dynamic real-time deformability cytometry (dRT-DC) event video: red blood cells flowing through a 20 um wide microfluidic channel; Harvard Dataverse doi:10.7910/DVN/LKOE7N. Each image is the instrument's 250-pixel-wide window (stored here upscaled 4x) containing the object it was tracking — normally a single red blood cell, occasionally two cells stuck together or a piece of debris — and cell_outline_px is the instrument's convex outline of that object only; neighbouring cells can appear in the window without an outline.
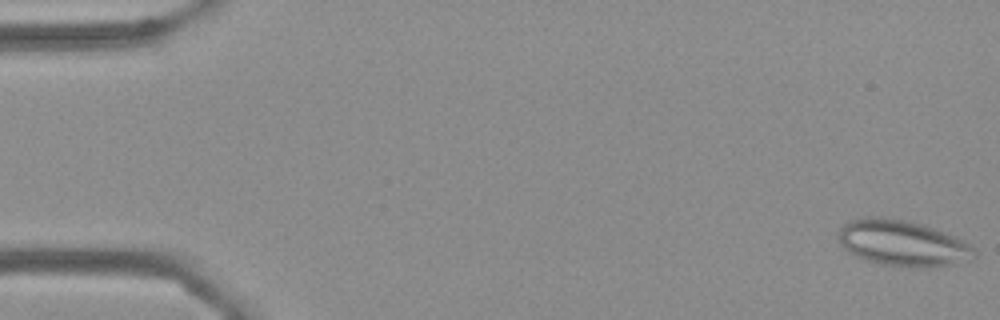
{"species": "Egyptian fruit bat (a non-hibernating species)", "species_latin": "Rousettus aegyptiacus", "temperature_condition": "cold", "stored_images_in_passage": 56, "camera_frame_rate_fps": 3000, "um_per_image_px": 0.085, "frame": {"image": 1, "passage_image": 1, "time_ms": 0.0, "image_size_px": [1000, 320], "cell_outline_px": [[976, 256], [972, 260], [956, 264], [928, 268], [924, 268], [880, 264], [864, 260], [856, 256], [844, 248], [840, 240], [840, 228], [844, 224], [852, 220], [868, 216], [880, 216], [908, 220], [924, 224], [964, 240], [976, 252]], "centroid_in_image_um": [76.76, 20.67], "position_along_channel_um": 8.2, "area_um2": 36.53}}
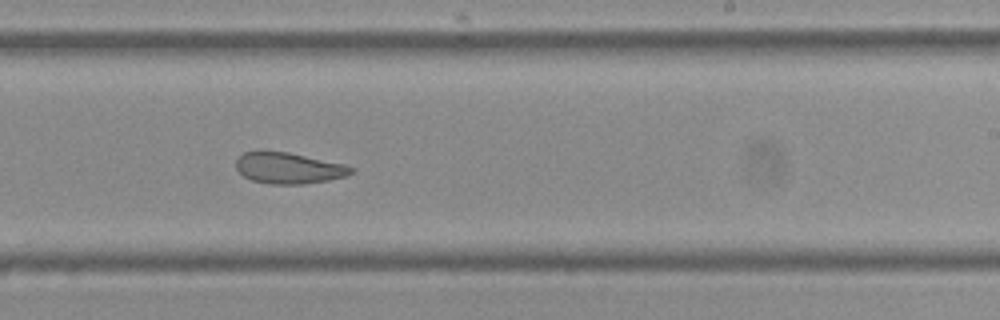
{"frame": {"image": 2, "passage_image": 34, "time_ms": 11.0, "image_size_px": [1000, 320], "cell_outline_px": [[356, 168], [348, 176], [328, 180], [304, 184], [268, 184], [252, 180], [244, 176], [236, 168], [236, 160], [244, 152], [260, 148], [288, 152], [344, 164]], "centroid_in_image_um": [24.51, 14.26], "position_along_channel_um": 264.5, "area_um2": 21.33}}
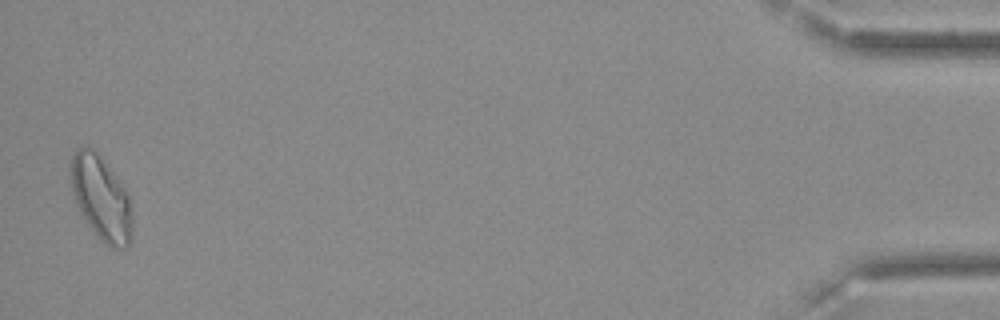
{"frame": {"image": 3, "passage_image": 55, "time_ms": 18.0, "image_size_px": [1000, 320], "cell_outline_px": [[132, 236], [128, 244], [124, 248], [108, 248], [96, 236], [88, 224], [76, 204], [72, 192], [68, 164], [76, 148], [92, 148], [96, 152], [120, 180], [132, 204]], "centroid_in_image_um": [8.59, 16.86], "position_along_channel_um": 426.6, "area_um2": 30.52}, "authors_computed_cell_mechanics": {"area_um2": 24.8829, "velocity_mm_per_s": 3.6046, "shape_relaxation_time_tau1_ms": null, "shape_relaxation_time_tau2_ms": 2.8251, "deformation_change_tau1": null, "deformation_change_tau2": 0.1047}}